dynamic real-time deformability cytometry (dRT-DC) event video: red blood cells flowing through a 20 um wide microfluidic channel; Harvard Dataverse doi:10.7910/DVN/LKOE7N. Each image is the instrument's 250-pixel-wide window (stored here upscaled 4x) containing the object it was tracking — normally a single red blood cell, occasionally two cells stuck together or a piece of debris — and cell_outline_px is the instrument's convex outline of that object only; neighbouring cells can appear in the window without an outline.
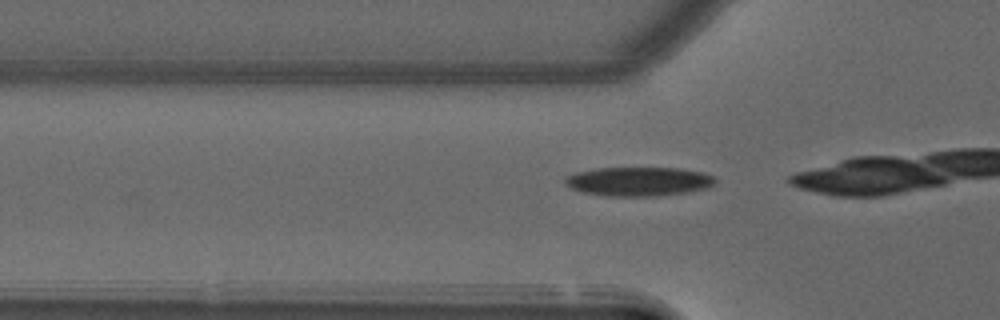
{"species": "common noctule bat (a hibernating species)", "species_latin": "Nyctalus noctula", "temperature_condition": "warm", "stored_images_in_passage": 10, "camera_frame_rate_fps": 3000, "um_per_image_px": 0.085, "animal": {"sex": "male", "forearm_length_mm": 52.5}, "frame": {"image": 1, "passage_image": 7, "time_ms": 2.0, "image_size_px": [1000, 320], "cell_outline_px": [[716, 184], [708, 188], [688, 192], [652, 196], [604, 196], [584, 192], [572, 188], [564, 184], [564, 180], [568, 176], [576, 172], [600, 168], [680, 168], [700, 172], [712, 176], [716, 180]], "centroid_in_image_um": [54.3, 15.43], "position_along_channel_um": 71.5, "area_um2": 25.32}}